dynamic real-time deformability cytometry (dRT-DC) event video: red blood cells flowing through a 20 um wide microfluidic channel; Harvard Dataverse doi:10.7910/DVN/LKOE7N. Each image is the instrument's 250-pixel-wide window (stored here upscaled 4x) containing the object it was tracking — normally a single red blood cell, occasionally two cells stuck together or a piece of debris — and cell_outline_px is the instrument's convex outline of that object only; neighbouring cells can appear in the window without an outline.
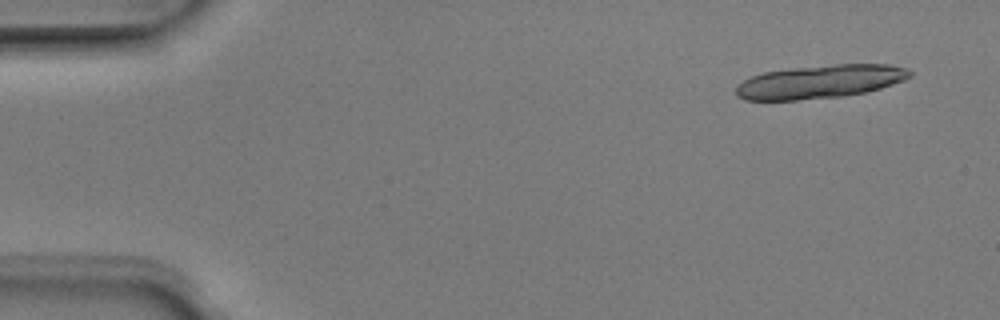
{"species": "Egyptian fruit bat (a non-hibernating species)", "species_latin": "Rousettus aegyptiacus", "temperature_condition": "room temperature", "stored_images_in_passage": 4, "camera_frame_rate_fps": 3000, "um_per_image_px": 0.085, "animal": {"sex": "male"}, "frame": {"image": 1, "passage_image": 1, "time_ms": 0.0, "image_size_px": [1000, 320], "cell_outline_px": [[912, 76], [904, 80], [868, 92], [844, 96], [796, 100], [744, 100], [736, 96], [736, 88], [744, 80], [752, 76], [764, 72], [792, 68], [836, 64], [888, 64], [908, 68], [912, 72]], "centroid_in_image_um": [69.73, 6.94], "position_along_channel_um": 15.3, "area_um2": 33.87}}